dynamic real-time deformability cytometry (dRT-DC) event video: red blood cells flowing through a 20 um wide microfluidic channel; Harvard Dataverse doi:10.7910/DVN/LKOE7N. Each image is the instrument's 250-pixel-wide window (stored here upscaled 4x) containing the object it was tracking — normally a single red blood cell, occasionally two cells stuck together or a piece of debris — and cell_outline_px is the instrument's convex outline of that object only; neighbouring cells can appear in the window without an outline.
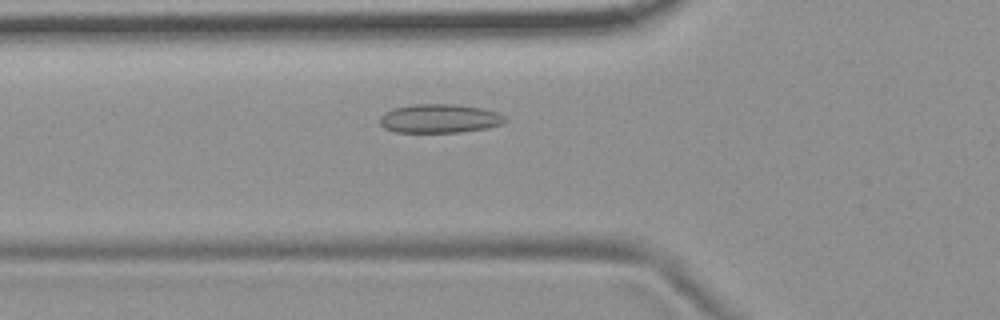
{"species": "common noctule bat (a hibernating species)", "species_latin": "Nyctalus noctula", "temperature_condition": "room temperature", "stored_images_in_passage": 49, "camera_frame_rate_fps": 3000, "um_per_image_px": 0.085, "animal": {"sex": "female", "body_mass_g": 19.9}, "frame": {"image": 1, "passage_image": 14, "time_ms": 4.333, "image_size_px": [1000, 320], "cell_outline_px": [[508, 120], [500, 124], [484, 128], [464, 132], [396, 132], [384, 128], [380, 124], [380, 116], [384, 112], [392, 108], [412, 104], [456, 104], [480, 108], [496, 112], [504, 116]], "centroid_in_image_um": [37.31, 10.07], "position_along_channel_um": 88.5, "area_um2": 21.04}}
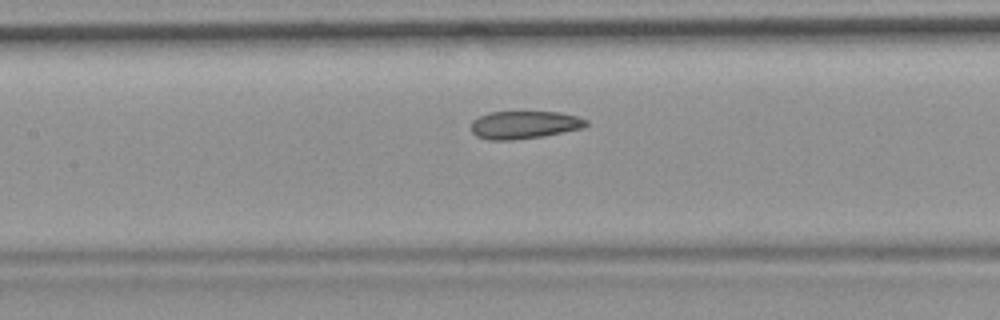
{"frame": {"image": 2, "passage_image": 20, "time_ms": 6.333, "image_size_px": [1000, 320], "cell_outline_px": [[588, 124], [584, 128], [544, 136], [512, 140], [488, 140], [476, 136], [472, 132], [472, 120], [488, 112], [560, 112], [576, 116], [588, 120]], "centroid_in_image_um": [44.58, 10.61], "position_along_channel_um": 162.8, "area_um2": 18.73}}
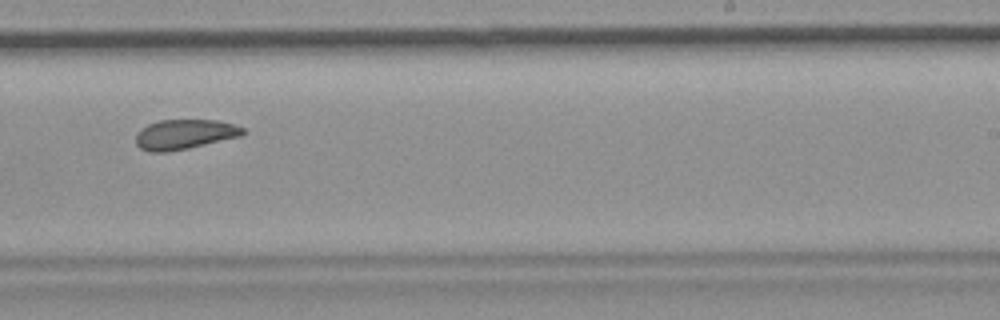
{"frame": {"image": 3, "passage_image": 29, "time_ms": 9.333, "image_size_px": [1000, 320], "cell_outline_px": [[244, 136], [188, 148], [168, 152], [148, 152], [140, 148], [136, 144], [136, 132], [140, 128], [148, 124], [160, 120], [216, 120], [232, 124], [244, 128]], "centroid_in_image_um": [15.67, 11.42], "position_along_channel_um": 273.3, "area_um2": 18.79}, "authors_computed_cell_mechanics": {"area_um2": 19.5942, "velocity_mm_per_s": 3.7016, "shape_relaxation_time_tau1_ms": null, "shape_relaxation_time_tau2_ms": 1.9821, "deformation_change_tau1": null, "deformation_change_tau2": 0.0536}}